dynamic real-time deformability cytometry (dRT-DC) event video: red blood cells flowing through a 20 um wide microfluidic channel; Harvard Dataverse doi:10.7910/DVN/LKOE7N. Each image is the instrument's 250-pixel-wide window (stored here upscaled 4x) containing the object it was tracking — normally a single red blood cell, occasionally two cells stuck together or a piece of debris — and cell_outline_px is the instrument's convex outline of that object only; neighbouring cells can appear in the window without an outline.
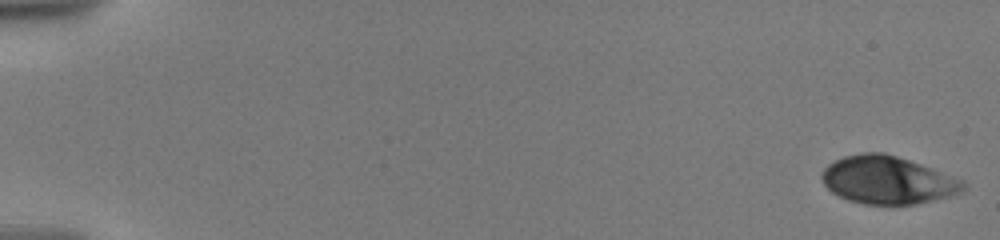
{"species": "human", "species_latin": "Homo sapiens", "temperature_condition": "warm", "stored_images_in_passage": 33, "camera_frame_rate_fps": 3000, "um_per_image_px": 0.085, "donor": {"sex": "male"}, "frame": {"image": 1, "passage_image": 1, "time_ms": 0.0, "image_size_px": [1000, 240], "cell_outline_px": [[964, 188], [960, 192], [948, 196], [916, 204], [864, 204], [848, 200], [832, 192], [824, 184], [820, 176], [824, 168], [828, 164], [844, 156], [860, 152], [884, 152], [920, 164], [964, 180]], "centroid_in_image_um": [75.41, 15.3], "position_along_channel_um": 9.6, "area_um2": 39.07}}
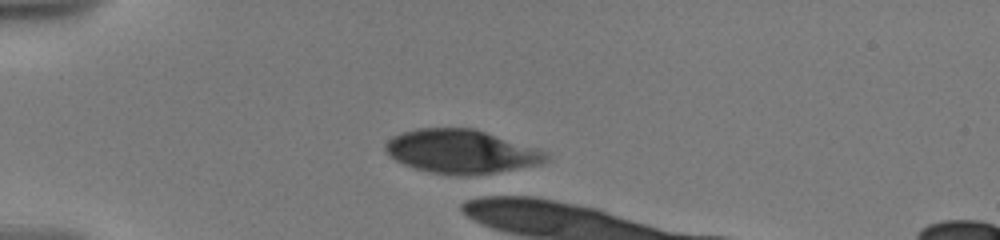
{"frame": {"image": 2, "passage_image": 26, "time_ms": 5.0, "image_size_px": [1000, 240], "cell_outline_px": [[548, 160], [540, 164], [496, 172], [468, 176], [456, 176], [428, 172], [404, 164], [396, 160], [384, 148], [384, 144], [392, 136], [416, 128], [472, 128], [536, 148], [548, 152]], "centroid_in_image_um": [39.19, 12.89], "position_along_channel_um": 45.8, "area_um2": 40.69}}